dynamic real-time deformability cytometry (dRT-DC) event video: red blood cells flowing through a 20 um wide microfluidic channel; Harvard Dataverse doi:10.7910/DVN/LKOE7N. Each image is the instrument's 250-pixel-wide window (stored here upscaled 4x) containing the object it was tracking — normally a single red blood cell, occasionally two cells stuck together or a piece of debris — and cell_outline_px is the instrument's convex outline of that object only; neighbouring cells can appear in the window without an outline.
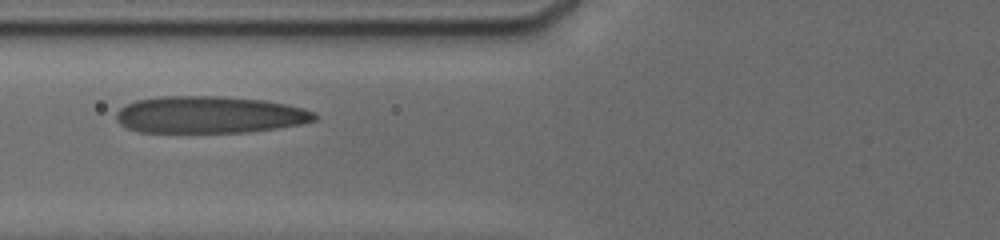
{"species": "human", "species_latin": "Homo sapiens", "temperature_condition": "cold", "stored_images_in_passage": 6, "camera_frame_rate_fps": 3000, "um_per_image_px": 0.085, "donor": {"sex": "male"}, "frame": {"image": 1, "passage_image": 2, "time_ms": 1.0, "image_size_px": [1000, 240], "cell_outline_px": [[316, 120], [300, 124], [276, 128], [248, 132], [140, 132], [128, 128], [120, 124], [116, 120], [116, 112], [120, 108], [136, 100], [160, 96], [224, 96], [264, 100], [288, 104], [304, 108], [312, 112], [316, 116]], "centroid_in_image_um": [17.8, 9.74], "position_along_channel_um": 108.0, "area_um2": 42.83}}
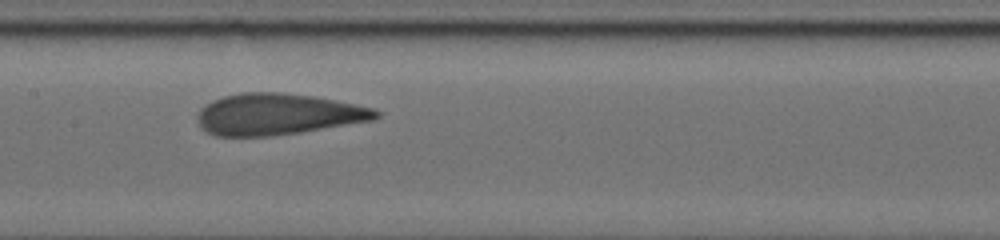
{"frame": {"image": 2, "passage_image": 4, "time_ms": 3.0, "image_size_px": [1000, 240], "cell_outline_px": [[380, 116], [372, 120], [300, 132], [272, 136], [216, 136], [208, 132], [196, 120], [196, 116], [200, 108], [212, 100], [224, 96], [240, 92], [280, 92], [312, 96], [376, 108], [380, 112]], "centroid_in_image_um": [23.59, 9.7], "position_along_channel_um": 183.8, "area_um2": 42.89}}
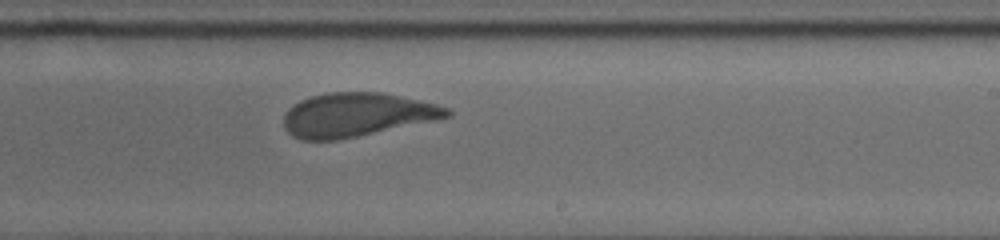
{"frame": {"image": 3, "passage_image": 6, "time_ms": 5.0, "image_size_px": [1000, 240], "cell_outline_px": [[452, 116], [436, 120], [336, 140], [300, 140], [292, 136], [284, 128], [284, 112], [288, 108], [300, 100], [312, 96], [328, 92], [380, 92], [436, 104], [448, 108], [452, 112]], "centroid_in_image_um": [30.28, 9.76], "position_along_channel_um": 258.7, "area_um2": 41.44}}